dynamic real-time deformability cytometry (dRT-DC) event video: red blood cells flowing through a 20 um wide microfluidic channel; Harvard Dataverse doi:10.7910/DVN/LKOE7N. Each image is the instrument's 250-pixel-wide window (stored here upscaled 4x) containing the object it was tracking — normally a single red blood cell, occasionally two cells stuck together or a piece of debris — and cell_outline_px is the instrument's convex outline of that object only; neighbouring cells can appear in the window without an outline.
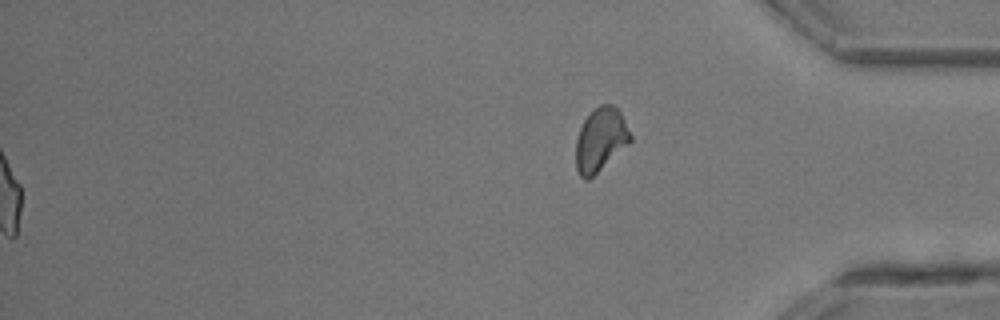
{"species": "common noctule bat (a hibernating species)", "species_latin": "Nyctalus noctula", "temperature_condition": "room temperature", "stored_images_in_passage": 25, "segment_of_instrument_passage": [2, 2], "camera_frame_rate_fps": 3000, "um_per_image_px": 0.085, "animal": {"sex": "male", "body_mass_g": 13.3}, "frame": {"image": 1, "passage_image": 25, "time_ms": 8.0, "image_size_px": [1000, 320], "cell_outline_px": [[632, 140], [628, 144], [588, 180], [584, 180], [580, 176], [576, 168], [576, 140], [580, 128], [584, 120], [600, 104], [612, 104], [620, 112], [632, 136]], "centroid_in_image_um": [51.04, 11.88], "position_along_channel_um": 384.2, "area_um2": 19.83}}